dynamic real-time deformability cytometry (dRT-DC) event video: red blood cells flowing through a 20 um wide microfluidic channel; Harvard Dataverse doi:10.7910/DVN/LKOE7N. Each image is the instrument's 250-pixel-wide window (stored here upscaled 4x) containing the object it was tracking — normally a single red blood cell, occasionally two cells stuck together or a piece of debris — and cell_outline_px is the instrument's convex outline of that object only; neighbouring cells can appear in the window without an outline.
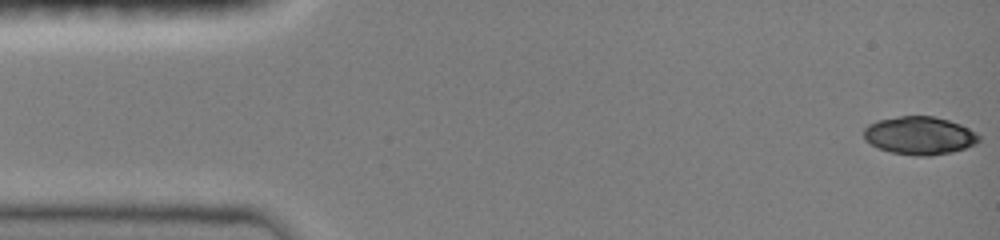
{"species": "common noctule bat (a hibernating species)", "species_latin": "Nyctalus noctula", "temperature_condition": "room temperature", "stored_images_in_passage": 30, "camera_frame_rate_fps": 3000, "um_per_image_px": 0.085, "animal": {"sex": "female", "body_mass_g": 19.0, "forearm_length_mm": 51.5}, "frame": {"image": 1, "passage_image": 1, "time_ms": 0.0, "image_size_px": [1000, 240], "cell_outline_px": [[980, 140], [976, 144], [952, 152], [932, 156], [916, 156], [892, 152], [880, 148], [864, 140], [864, 128], [868, 124], [876, 120], [900, 116], [932, 116], [948, 120], [960, 124], [968, 128], [980, 136]], "centroid_in_image_um": [78.15, 11.52], "position_along_channel_um": 6.8, "area_um2": 25.49}}
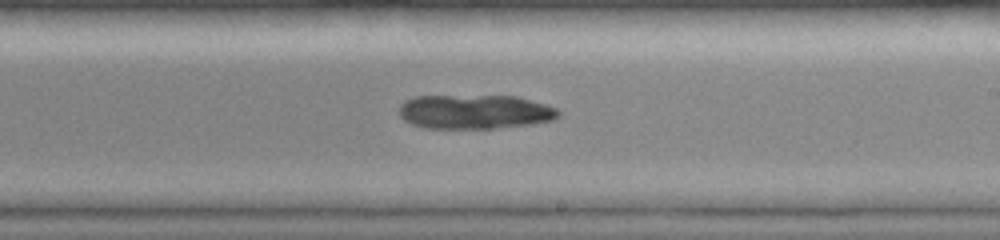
{"frame": {"image": 2, "passage_image": 26, "time_ms": 9.0, "image_size_px": [1000, 240], "cell_outline_px": [[560, 116], [552, 120], [532, 124], [492, 128], [424, 128], [412, 124], [404, 120], [400, 116], [400, 104], [404, 100], [416, 96], [516, 96], [544, 104], [556, 108], [560, 112]], "centroid_in_image_um": [40.34, 9.5], "position_along_channel_um": 248.7, "area_um2": 31.73}}
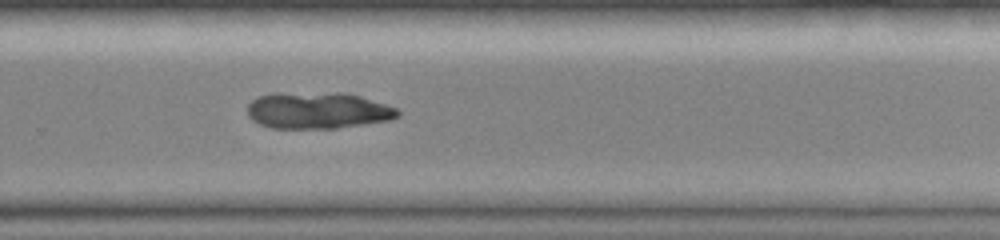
{"frame": {"image": 3, "passage_image": 30, "time_ms": 10.333, "image_size_px": [1000, 240], "cell_outline_px": [[400, 116], [388, 120], [336, 128], [272, 128], [260, 124], [252, 120], [248, 116], [248, 104], [256, 96], [272, 92], [348, 92], [396, 108], [400, 112]], "centroid_in_image_um": [26.96, 9.36], "position_along_channel_um": 302.8, "area_um2": 32.37}}